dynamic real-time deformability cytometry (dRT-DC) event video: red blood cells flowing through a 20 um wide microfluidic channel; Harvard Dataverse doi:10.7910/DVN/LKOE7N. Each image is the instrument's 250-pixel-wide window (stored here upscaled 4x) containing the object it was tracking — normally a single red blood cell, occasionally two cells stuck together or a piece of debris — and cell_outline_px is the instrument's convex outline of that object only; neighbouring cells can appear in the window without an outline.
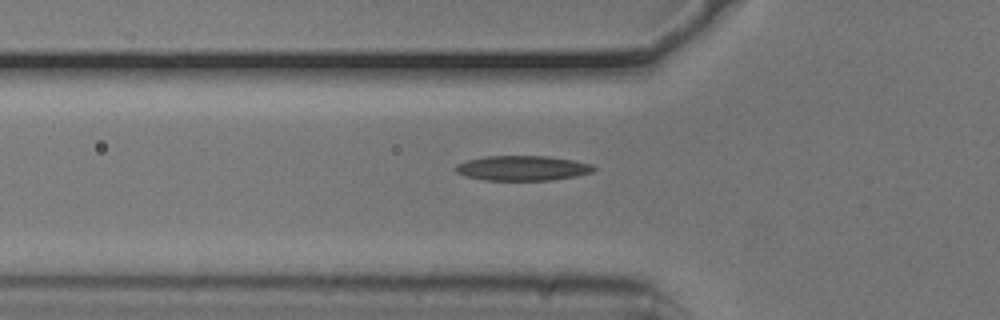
{"species": "common noctule bat (a hibernating species)", "species_latin": "Nyctalus noctula", "temperature_condition": "cold", "stored_images_in_passage": 9, "camera_frame_rate_fps": 3000, "um_per_image_px": 0.085, "animal": {"sex": "male", "body_mass_g": 20.5, "forearm_length_mm": 52.5}, "frame": {"image": 1, "passage_image": 7, "time_ms": 2.0, "image_size_px": [1000, 320], "cell_outline_px": [[596, 168], [592, 172], [576, 176], [552, 180], [484, 180], [464, 176], [456, 172], [452, 168], [456, 164], [468, 160], [484, 156], [548, 156], [572, 160], [592, 164]], "centroid_in_image_um": [44.37, 14.29], "position_along_channel_um": 81.4, "area_um2": 20.17}}